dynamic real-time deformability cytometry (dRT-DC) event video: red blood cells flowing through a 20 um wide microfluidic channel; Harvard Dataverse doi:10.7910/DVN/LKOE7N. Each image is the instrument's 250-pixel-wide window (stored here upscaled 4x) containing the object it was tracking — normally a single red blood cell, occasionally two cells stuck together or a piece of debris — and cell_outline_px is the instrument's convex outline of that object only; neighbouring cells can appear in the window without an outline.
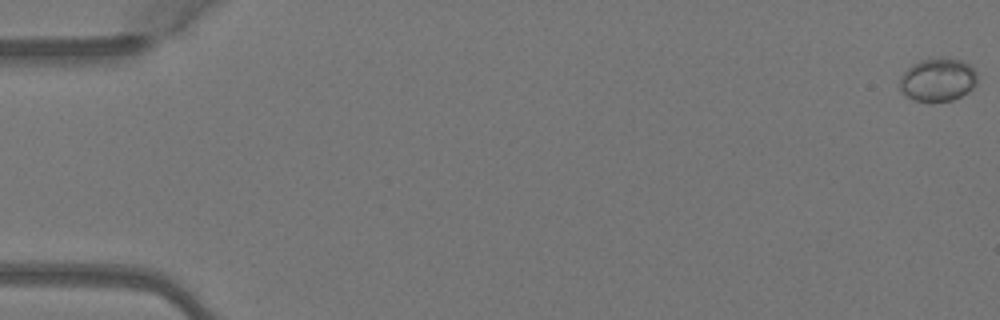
{"species": "Egyptian fruit bat (a non-hibernating species)", "species_latin": "Rousettus aegyptiacus", "temperature_condition": "warm", "stored_images_in_passage": 6, "camera_frame_rate_fps": 3000, "um_per_image_px": 0.085, "animal": {"sex": "female"}, "frame": {"image": 1, "passage_image": 1, "time_ms": 0.0, "image_size_px": [1000, 320], "cell_outline_px": [[976, 84], [968, 92], [952, 100], [912, 100], [900, 92], [900, 76], [912, 64], [920, 60], [940, 56], [960, 60], [968, 64], [976, 72]], "centroid_in_image_um": [79.69, 6.75], "position_along_channel_um": 5.3, "area_um2": 19.48}}
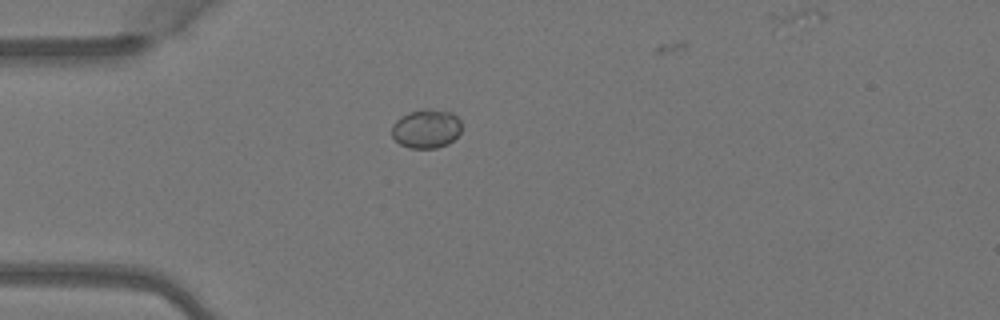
{"frame": {"image": 2, "passage_image": 5, "time_ms": 1.333, "image_size_px": [1000, 320], "cell_outline_px": [[460, 132], [448, 144], [436, 148], [408, 148], [400, 144], [392, 136], [392, 124], [400, 116], [408, 112], [424, 108], [428, 108], [452, 112], [460, 120]], "centroid_in_image_um": [36.21, 10.92], "position_along_channel_um": 48.8, "area_um2": 15.95}}